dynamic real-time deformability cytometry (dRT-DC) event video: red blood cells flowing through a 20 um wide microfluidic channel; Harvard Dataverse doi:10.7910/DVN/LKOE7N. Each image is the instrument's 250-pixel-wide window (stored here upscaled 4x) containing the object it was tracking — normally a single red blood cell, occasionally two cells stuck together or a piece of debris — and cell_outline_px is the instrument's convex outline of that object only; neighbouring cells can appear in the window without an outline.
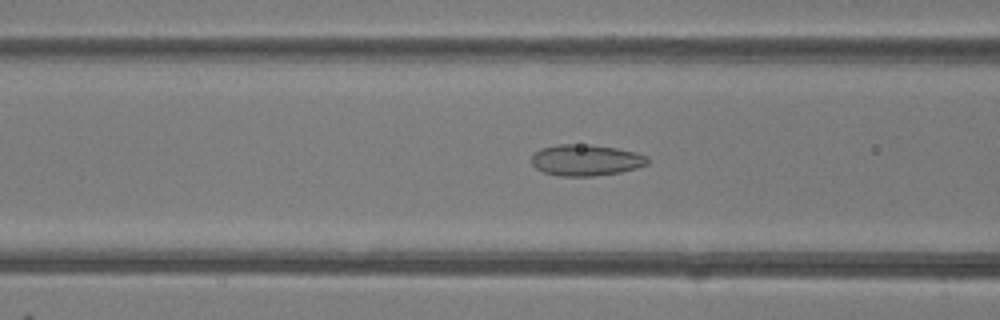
{"species": "common noctule bat (a hibernating species)", "species_latin": "Nyctalus noctula", "temperature_condition": "room temperature", "stored_images_in_passage": 49, "camera_frame_rate_fps": 3000, "um_per_image_px": 0.085, "animal": {"sex": "female"}, "frame": {"image": 1, "passage_image": 19, "time_ms": 6.0, "image_size_px": [1000, 320], "cell_outline_px": [[648, 164], [636, 168], [620, 172], [596, 176], [560, 176], [544, 172], [536, 168], [532, 164], [532, 156], [540, 148], [556, 144], [592, 144], [616, 148], [636, 152], [648, 156]], "centroid_in_image_um": [49.81, 13.6], "position_along_channel_um": 116.8, "area_um2": 21.27}}
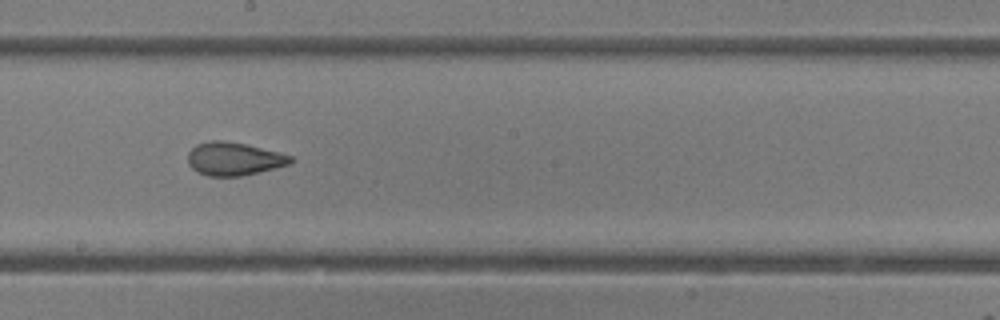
{"frame": {"image": 2, "passage_image": 27, "time_ms": 8.667, "image_size_px": [1000, 320], "cell_outline_px": [[296, 160], [288, 164], [260, 172], [240, 176], [208, 176], [196, 172], [188, 164], [188, 152], [196, 144], [212, 140], [224, 140], [248, 144], [280, 152], [292, 156]], "centroid_in_image_um": [19.89, 13.49], "position_along_channel_um": 228.3, "area_um2": 20.11}}
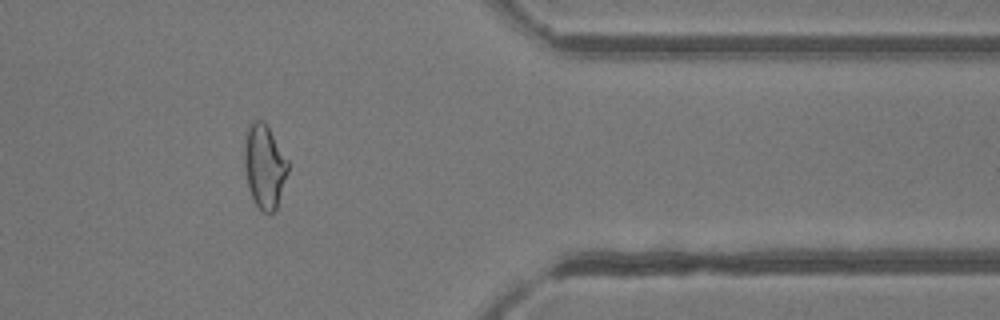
{"frame": {"image": 3, "passage_image": 40, "time_ms": 13.0, "image_size_px": [1000, 320], "cell_outline_px": [[288, 172], [276, 208], [272, 212], [264, 212], [256, 204], [252, 196], [248, 184], [244, 168], [244, 144], [248, 124], [252, 120], [264, 120], [288, 160]], "centroid_in_image_um": [22.46, 14.08], "position_along_channel_um": 388.9, "area_um2": 21.1}, "authors_computed_cell_mechanics": {"area_um2": 22.253, "velocity_mm_per_s": 4.171, "shape_relaxation_time_tau1_ms": null, "shape_relaxation_time_tau2_ms": 1.6471, "deformation_change_tau1": null, "deformation_change_tau2": 0.0915}}